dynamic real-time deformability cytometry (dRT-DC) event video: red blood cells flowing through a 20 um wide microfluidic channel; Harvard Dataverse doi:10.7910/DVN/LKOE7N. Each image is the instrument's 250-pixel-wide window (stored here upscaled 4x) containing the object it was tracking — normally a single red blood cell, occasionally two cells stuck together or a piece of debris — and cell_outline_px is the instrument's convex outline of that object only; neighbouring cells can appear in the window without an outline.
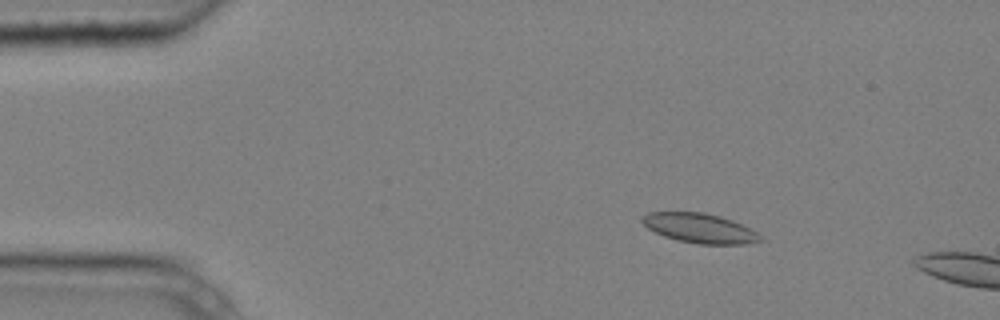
{"species": "common noctule bat (a hibernating species)", "species_latin": "Nyctalus noctula", "temperature_condition": "cold", "stored_images_in_passage": 4, "camera_frame_rate_fps": 3000, "um_per_image_px": 0.085, "animal": {"sex": "male", "body_mass_g": 20.4}, "frame": {"image": 1, "passage_image": 3, "time_ms": 0.667, "image_size_px": [1000, 320], "cell_outline_px": [[764, 240], [744, 244], [700, 244], [680, 240], [664, 236], [648, 228], [640, 220], [640, 216], [648, 212], [704, 212], [720, 216], [732, 220], [756, 232]], "centroid_in_image_um": [59.44, 19.38], "position_along_channel_um": 25.6, "area_um2": 20.17}}